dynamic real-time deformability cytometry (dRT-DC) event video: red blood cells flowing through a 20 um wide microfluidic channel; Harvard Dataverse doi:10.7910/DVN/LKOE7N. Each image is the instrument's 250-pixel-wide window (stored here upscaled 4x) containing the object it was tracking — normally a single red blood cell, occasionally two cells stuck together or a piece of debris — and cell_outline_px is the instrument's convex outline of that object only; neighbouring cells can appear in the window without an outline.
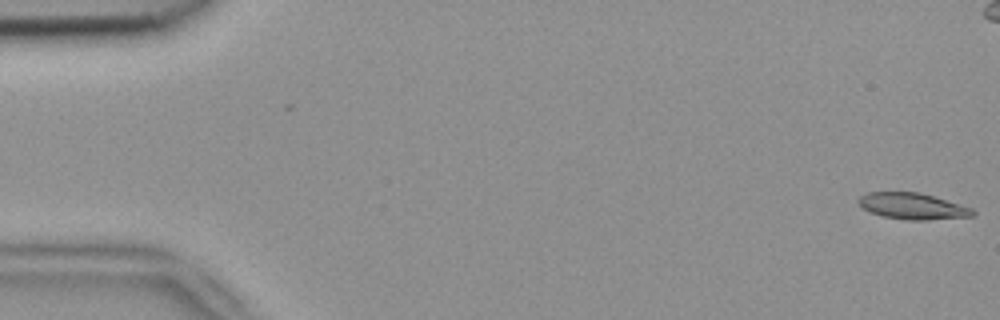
{"species": "common noctule bat (a hibernating species)", "species_latin": "Nyctalus noctula", "temperature_condition": "room temperature", "stored_images_in_passage": 10, "camera_frame_rate_fps": 3000, "um_per_image_px": 0.085, "animal": {"sex": "female", "body_mass_g": 18.4}, "frame": {"image": 1, "passage_image": 1, "time_ms": 0.0, "image_size_px": [1000, 320], "cell_outline_px": [[976, 216], [928, 220], [908, 220], [884, 216], [872, 212], [864, 208], [856, 200], [860, 196], [868, 192], [920, 192], [972, 208], [976, 212]], "centroid_in_image_um": [77.6, 17.52], "position_along_channel_um": 7.4, "area_um2": 17.4}}